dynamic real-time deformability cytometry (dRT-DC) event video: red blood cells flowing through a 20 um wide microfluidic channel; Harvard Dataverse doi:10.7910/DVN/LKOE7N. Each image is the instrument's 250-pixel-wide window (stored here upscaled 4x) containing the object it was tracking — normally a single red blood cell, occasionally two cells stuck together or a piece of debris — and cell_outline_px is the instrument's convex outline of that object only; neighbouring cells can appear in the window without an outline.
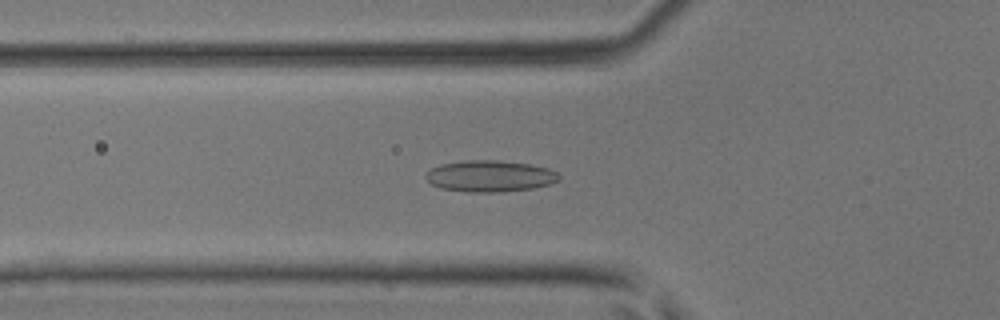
{"species": "common noctule bat (a hibernating species)", "species_latin": "Nyctalus noctula", "temperature_condition": "room temperature", "stored_images_in_passage": 40, "camera_frame_rate_fps": 3000, "um_per_image_px": 0.085, "animal": {"sex": "male", "body_mass_g": 17.9, "forearm_length_mm": 54.2}, "frame": {"image": 1, "passage_image": 10, "time_ms": 3.0, "image_size_px": [1000, 320], "cell_outline_px": [[560, 180], [552, 184], [532, 188], [500, 192], [468, 192], [440, 188], [432, 184], [424, 176], [432, 168], [440, 164], [464, 160], [500, 160], [528, 164], [548, 168], [556, 172], [560, 176]], "centroid_in_image_um": [41.66, 14.97], "position_along_channel_um": 84.1, "area_um2": 24.45}}
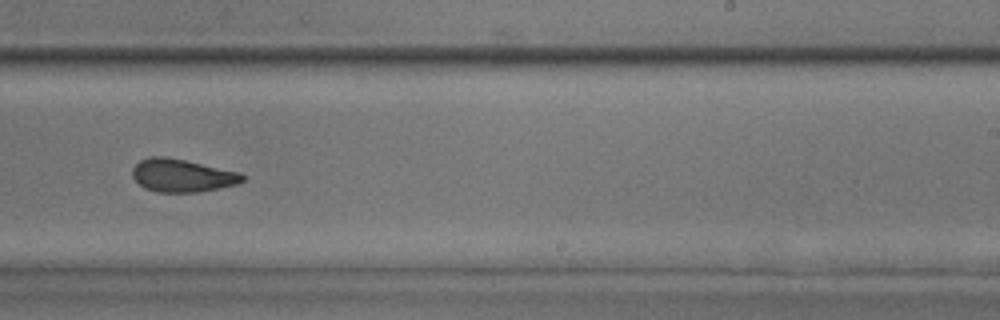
{"frame": {"image": 2, "passage_image": 23, "time_ms": 7.333, "image_size_px": [1000, 320], "cell_outline_px": [[244, 180], [236, 184], [196, 192], [160, 192], [144, 188], [132, 176], [132, 168], [140, 160], [152, 156], [164, 156], [184, 160], [240, 172], [244, 176]], "centroid_in_image_um": [15.45, 14.91], "position_along_channel_um": 273.6, "area_um2": 20.81}}
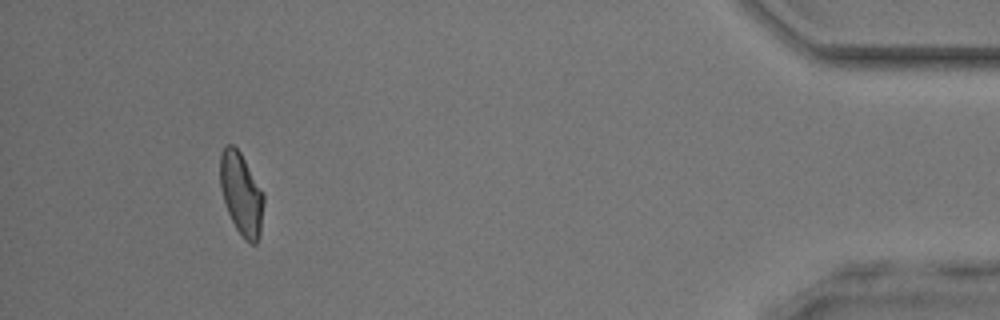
{"frame": {"image": 3, "passage_image": 37, "time_ms": 12.0, "image_size_px": [1000, 320], "cell_outline_px": [[264, 204], [260, 232], [256, 244], [252, 244], [244, 240], [236, 228], [228, 212], [220, 188], [220, 152], [224, 144], [232, 144], [240, 152], [264, 192]], "centroid_in_image_um": [20.51, 16.46], "position_along_channel_um": 414.7, "area_um2": 21.04}}